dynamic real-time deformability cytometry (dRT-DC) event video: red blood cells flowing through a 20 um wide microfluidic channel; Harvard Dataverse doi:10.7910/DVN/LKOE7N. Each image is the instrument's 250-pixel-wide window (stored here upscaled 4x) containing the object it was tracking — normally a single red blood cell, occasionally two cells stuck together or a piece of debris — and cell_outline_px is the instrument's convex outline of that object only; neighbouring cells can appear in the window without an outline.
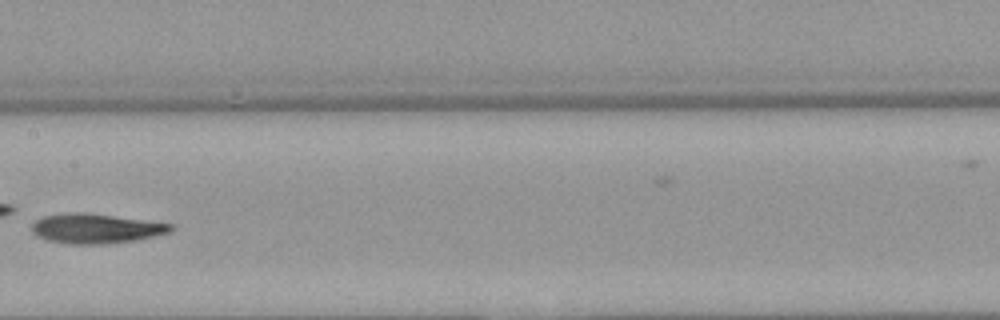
{"species": "Egyptian fruit bat (a non-hibernating species)", "species_latin": "Rousettus aegyptiacus", "temperature_condition": "warm", "stored_images_in_passage": 8, "camera_frame_rate_fps": 3000, "um_per_image_px": 0.085, "animal": {"sex": "female"}, "frame": {"image": 1, "passage_image": 8, "time_ms": 8.667, "image_size_px": [1000, 320], "cell_outline_px": [[172, 232], [136, 240], [104, 244], [68, 244], [48, 240], [36, 236], [32, 232], [32, 224], [36, 220], [44, 216], [72, 212], [84, 212], [172, 224]], "centroid_in_image_um": [8.12, 19.43], "position_along_channel_um": 199.3, "area_um2": 23.87}}